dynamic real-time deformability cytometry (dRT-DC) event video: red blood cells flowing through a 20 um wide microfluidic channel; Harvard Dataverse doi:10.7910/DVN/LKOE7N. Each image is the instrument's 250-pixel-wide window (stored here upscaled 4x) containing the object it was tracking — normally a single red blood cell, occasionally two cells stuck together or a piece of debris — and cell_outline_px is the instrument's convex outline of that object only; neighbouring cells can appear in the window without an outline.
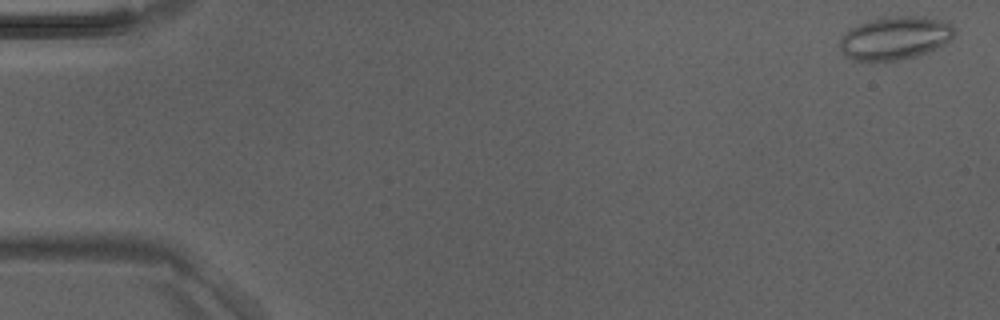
{"species": "Egyptian fruit bat (a non-hibernating species)", "species_latin": "Rousettus aegyptiacus", "temperature_condition": "room temperature", "stored_images_in_passage": 4, "camera_frame_rate_fps": 3000, "um_per_image_px": 0.085, "animal": {"sex": "male"}, "frame": {"image": 1, "passage_image": 1, "time_ms": 0.0, "image_size_px": [1000, 320], "cell_outline_px": [[956, 32], [952, 40], [936, 48], [916, 56], [896, 60], [856, 60], [844, 56], [840, 48], [840, 36], [844, 32], [860, 24], [884, 16], [924, 16], [944, 20], [952, 24], [956, 28]], "centroid_in_image_um": [76.12, 3.21], "position_along_channel_um": 8.9, "area_um2": 28.96}}